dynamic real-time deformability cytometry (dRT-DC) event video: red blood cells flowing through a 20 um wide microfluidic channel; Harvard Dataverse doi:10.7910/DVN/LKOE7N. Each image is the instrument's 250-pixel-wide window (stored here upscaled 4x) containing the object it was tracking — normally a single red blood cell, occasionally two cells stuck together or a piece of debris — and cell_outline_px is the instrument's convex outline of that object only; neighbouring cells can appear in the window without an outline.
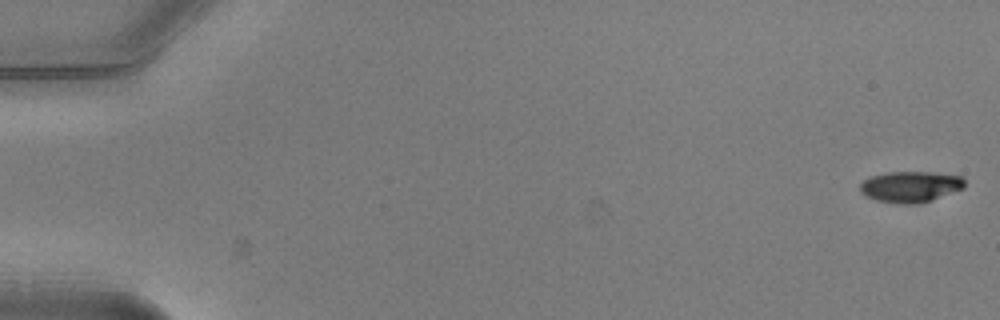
{"species": "common noctule bat (a hibernating species)", "species_latin": "Nyctalus noctula", "temperature_condition": "warm", "stored_images_in_passage": 52, "camera_frame_rate_fps": 3000, "um_per_image_px": 0.085, "animal": {"sex": "male", "body_mass_g": 20.5, "forearm_length_mm": 52.5}, "frame": {"image": 1, "passage_image": 1, "time_ms": 0.0, "image_size_px": [1000, 320], "cell_outline_px": [[964, 188], [932, 200], [920, 204], [896, 204], [876, 200], [864, 196], [860, 192], [860, 184], [868, 176], [888, 172], [932, 172], [964, 176]], "centroid_in_image_um": [77.37, 15.87], "position_along_channel_um": 7.6, "area_um2": 19.25}}
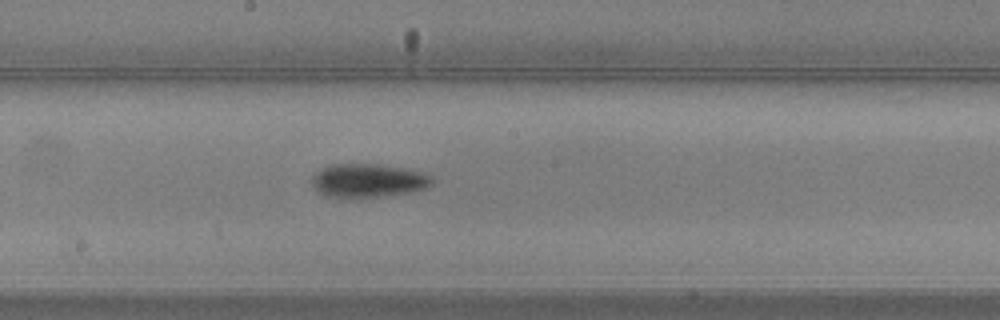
{"frame": {"image": 2, "passage_image": 29, "time_ms": 9.333, "image_size_px": [1000, 320], "cell_outline_px": [[432, 184], [424, 188], [408, 192], [372, 196], [324, 196], [312, 184], [312, 176], [316, 172], [332, 164], [376, 164], [404, 168], [424, 172], [432, 176]], "centroid_in_image_um": [31.3, 15.31], "position_along_channel_um": 216.9, "area_um2": 22.83}}
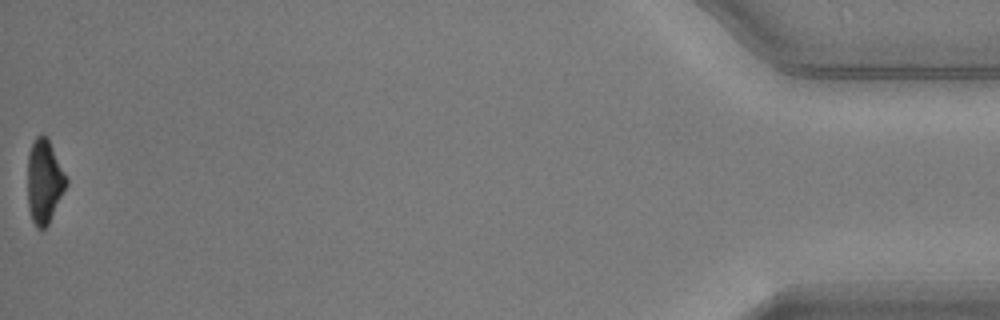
{"frame": {"image": 3, "passage_image": 52, "time_ms": 17.0, "image_size_px": [1000, 320], "cell_outline_px": [[68, 184], [48, 224], [44, 228], [36, 228], [32, 220], [28, 208], [28, 156], [32, 144], [36, 136], [40, 132], [48, 140], [68, 180]], "centroid_in_image_um": [3.75, 15.45], "position_along_channel_um": 431.4, "area_um2": 18.61}, "authors_computed_cell_mechanics": {"area_um2": 20.8947, "velocity_mm_per_s": 4.0011, "shape_relaxation_time_tau1_ms": 2.4017, "shape_relaxation_time_tau2_ms": null, "deformation_change_tau1": 0.1464, "deformation_change_tau2": null}}